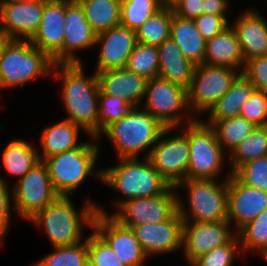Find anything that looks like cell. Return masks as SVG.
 I'll return each mask as SVG.
<instances>
[{
	"label": "cell",
	"instance_id": "6da1fadb",
	"mask_svg": "<svg viewBox=\"0 0 267 266\" xmlns=\"http://www.w3.org/2000/svg\"><path fill=\"white\" fill-rule=\"evenodd\" d=\"M83 66V63L55 64L52 73L62 80V102L68 114L65 119L80 126L86 134L97 140L99 84L96 73L87 77Z\"/></svg>",
	"mask_w": 267,
	"mask_h": 266
},
{
	"label": "cell",
	"instance_id": "7a4b0ae2",
	"mask_svg": "<svg viewBox=\"0 0 267 266\" xmlns=\"http://www.w3.org/2000/svg\"><path fill=\"white\" fill-rule=\"evenodd\" d=\"M70 199L71 197L59 196L29 220L32 224L44 228L53 247L84 242L81 241L84 233L82 226L86 225L92 229L97 205L87 200L79 213Z\"/></svg>",
	"mask_w": 267,
	"mask_h": 266
},
{
	"label": "cell",
	"instance_id": "3957f363",
	"mask_svg": "<svg viewBox=\"0 0 267 266\" xmlns=\"http://www.w3.org/2000/svg\"><path fill=\"white\" fill-rule=\"evenodd\" d=\"M120 163L101 169L96 176L108 187L118 190L124 196L116 203L139 197H153L163 194L171 185L153 168L148 158L118 159Z\"/></svg>",
	"mask_w": 267,
	"mask_h": 266
},
{
	"label": "cell",
	"instance_id": "277c9868",
	"mask_svg": "<svg viewBox=\"0 0 267 266\" xmlns=\"http://www.w3.org/2000/svg\"><path fill=\"white\" fill-rule=\"evenodd\" d=\"M141 110V107L135 108L128 116L112 123L101 133L114 144L118 159L138 158L139 153L149 149L145 151L147 154L144 157L148 158L151 149L167 128L150 113Z\"/></svg>",
	"mask_w": 267,
	"mask_h": 266
},
{
	"label": "cell",
	"instance_id": "5b68a950",
	"mask_svg": "<svg viewBox=\"0 0 267 266\" xmlns=\"http://www.w3.org/2000/svg\"><path fill=\"white\" fill-rule=\"evenodd\" d=\"M54 65L53 59L29 40L9 39L0 60V90L23 87L30 80L49 75Z\"/></svg>",
	"mask_w": 267,
	"mask_h": 266
},
{
	"label": "cell",
	"instance_id": "8992f818",
	"mask_svg": "<svg viewBox=\"0 0 267 266\" xmlns=\"http://www.w3.org/2000/svg\"><path fill=\"white\" fill-rule=\"evenodd\" d=\"M230 175L221 183H217L216 179H185L179 182L175 188L182 186L186 188L190 209L187 212L182 199L178 197V213L183 222L227 221Z\"/></svg>",
	"mask_w": 267,
	"mask_h": 266
},
{
	"label": "cell",
	"instance_id": "52a82bcc",
	"mask_svg": "<svg viewBox=\"0 0 267 266\" xmlns=\"http://www.w3.org/2000/svg\"><path fill=\"white\" fill-rule=\"evenodd\" d=\"M98 153L99 145L94 141H87L78 148L50 156L43 161L59 196L70 197L93 174Z\"/></svg>",
	"mask_w": 267,
	"mask_h": 266
},
{
	"label": "cell",
	"instance_id": "ba28073f",
	"mask_svg": "<svg viewBox=\"0 0 267 266\" xmlns=\"http://www.w3.org/2000/svg\"><path fill=\"white\" fill-rule=\"evenodd\" d=\"M188 117L189 163L187 179L219 178L224 163V150L215 130L202 119Z\"/></svg>",
	"mask_w": 267,
	"mask_h": 266
},
{
	"label": "cell",
	"instance_id": "9c48e42d",
	"mask_svg": "<svg viewBox=\"0 0 267 266\" xmlns=\"http://www.w3.org/2000/svg\"><path fill=\"white\" fill-rule=\"evenodd\" d=\"M241 73L224 66L195 65L188 94V108L198 113L206 112L215 105Z\"/></svg>",
	"mask_w": 267,
	"mask_h": 266
},
{
	"label": "cell",
	"instance_id": "30bf717a",
	"mask_svg": "<svg viewBox=\"0 0 267 266\" xmlns=\"http://www.w3.org/2000/svg\"><path fill=\"white\" fill-rule=\"evenodd\" d=\"M14 186L11 196L15 206L12 210L28 221L59 197L43 161L18 179Z\"/></svg>",
	"mask_w": 267,
	"mask_h": 266
},
{
	"label": "cell",
	"instance_id": "8fae6325",
	"mask_svg": "<svg viewBox=\"0 0 267 266\" xmlns=\"http://www.w3.org/2000/svg\"><path fill=\"white\" fill-rule=\"evenodd\" d=\"M145 96L147 98L143 110L157 118L167 128L178 129L183 123V118L187 117L183 113L190 112L187 110L189 109L187 89L163 78L148 79Z\"/></svg>",
	"mask_w": 267,
	"mask_h": 266
},
{
	"label": "cell",
	"instance_id": "7c38bea8",
	"mask_svg": "<svg viewBox=\"0 0 267 266\" xmlns=\"http://www.w3.org/2000/svg\"><path fill=\"white\" fill-rule=\"evenodd\" d=\"M176 128H166L148 156L154 169L171 185L187 179L189 163L188 122L184 133L177 136L166 135ZM165 136V137H164Z\"/></svg>",
	"mask_w": 267,
	"mask_h": 266
},
{
	"label": "cell",
	"instance_id": "4fadbf2b",
	"mask_svg": "<svg viewBox=\"0 0 267 266\" xmlns=\"http://www.w3.org/2000/svg\"><path fill=\"white\" fill-rule=\"evenodd\" d=\"M175 189V186H170L158 196L126 200L111 216L121 225L129 228L144 223H159L168 220L178 211L179 195L173 193Z\"/></svg>",
	"mask_w": 267,
	"mask_h": 266
},
{
	"label": "cell",
	"instance_id": "5bb4252c",
	"mask_svg": "<svg viewBox=\"0 0 267 266\" xmlns=\"http://www.w3.org/2000/svg\"><path fill=\"white\" fill-rule=\"evenodd\" d=\"M99 205L93 219L95 230L126 266H143L148 257L131 228L121 225Z\"/></svg>",
	"mask_w": 267,
	"mask_h": 266
},
{
	"label": "cell",
	"instance_id": "9a60e30c",
	"mask_svg": "<svg viewBox=\"0 0 267 266\" xmlns=\"http://www.w3.org/2000/svg\"><path fill=\"white\" fill-rule=\"evenodd\" d=\"M230 222H183L182 248L186 261L192 263L201 254L227 244L235 235Z\"/></svg>",
	"mask_w": 267,
	"mask_h": 266
},
{
	"label": "cell",
	"instance_id": "2e32d148",
	"mask_svg": "<svg viewBox=\"0 0 267 266\" xmlns=\"http://www.w3.org/2000/svg\"><path fill=\"white\" fill-rule=\"evenodd\" d=\"M183 219L178 211L168 220L131 227L145 254L157 255L177 251L182 247Z\"/></svg>",
	"mask_w": 267,
	"mask_h": 266
},
{
	"label": "cell",
	"instance_id": "e0dca14e",
	"mask_svg": "<svg viewBox=\"0 0 267 266\" xmlns=\"http://www.w3.org/2000/svg\"><path fill=\"white\" fill-rule=\"evenodd\" d=\"M65 10L66 0L45 2L39 28L29 40L34 47L47 53L55 64H63Z\"/></svg>",
	"mask_w": 267,
	"mask_h": 266
},
{
	"label": "cell",
	"instance_id": "ac0fdd59",
	"mask_svg": "<svg viewBox=\"0 0 267 266\" xmlns=\"http://www.w3.org/2000/svg\"><path fill=\"white\" fill-rule=\"evenodd\" d=\"M136 43L135 31L122 25L98 34L95 45H98L100 52L94 72L125 68Z\"/></svg>",
	"mask_w": 267,
	"mask_h": 266
},
{
	"label": "cell",
	"instance_id": "d6986e66",
	"mask_svg": "<svg viewBox=\"0 0 267 266\" xmlns=\"http://www.w3.org/2000/svg\"><path fill=\"white\" fill-rule=\"evenodd\" d=\"M267 209V191L242 184L233 174L228 178L227 220L237 232Z\"/></svg>",
	"mask_w": 267,
	"mask_h": 266
},
{
	"label": "cell",
	"instance_id": "ffe728a7",
	"mask_svg": "<svg viewBox=\"0 0 267 266\" xmlns=\"http://www.w3.org/2000/svg\"><path fill=\"white\" fill-rule=\"evenodd\" d=\"M45 2L31 0L0 6V32L9 39L30 40L39 28Z\"/></svg>",
	"mask_w": 267,
	"mask_h": 266
},
{
	"label": "cell",
	"instance_id": "44dd1931",
	"mask_svg": "<svg viewBox=\"0 0 267 266\" xmlns=\"http://www.w3.org/2000/svg\"><path fill=\"white\" fill-rule=\"evenodd\" d=\"M96 37L97 34L88 23L80 3L66 0L63 64L82 63L75 55L76 52L95 47Z\"/></svg>",
	"mask_w": 267,
	"mask_h": 266
},
{
	"label": "cell",
	"instance_id": "7402d4cb",
	"mask_svg": "<svg viewBox=\"0 0 267 266\" xmlns=\"http://www.w3.org/2000/svg\"><path fill=\"white\" fill-rule=\"evenodd\" d=\"M96 76L102 94L120 97L136 108L144 99L148 79L142 75L123 68L98 72Z\"/></svg>",
	"mask_w": 267,
	"mask_h": 266
},
{
	"label": "cell",
	"instance_id": "603a6c76",
	"mask_svg": "<svg viewBox=\"0 0 267 266\" xmlns=\"http://www.w3.org/2000/svg\"><path fill=\"white\" fill-rule=\"evenodd\" d=\"M232 27L239 40L245 62L267 55V21L258 11H243Z\"/></svg>",
	"mask_w": 267,
	"mask_h": 266
},
{
	"label": "cell",
	"instance_id": "cb8c5ba5",
	"mask_svg": "<svg viewBox=\"0 0 267 266\" xmlns=\"http://www.w3.org/2000/svg\"><path fill=\"white\" fill-rule=\"evenodd\" d=\"M204 64L234 68L242 74L245 60L232 26L206 41Z\"/></svg>",
	"mask_w": 267,
	"mask_h": 266
},
{
	"label": "cell",
	"instance_id": "d4e9b609",
	"mask_svg": "<svg viewBox=\"0 0 267 266\" xmlns=\"http://www.w3.org/2000/svg\"><path fill=\"white\" fill-rule=\"evenodd\" d=\"M159 51V76L164 80L189 89L195 65L188 60L171 38L165 40Z\"/></svg>",
	"mask_w": 267,
	"mask_h": 266
},
{
	"label": "cell",
	"instance_id": "484cf974",
	"mask_svg": "<svg viewBox=\"0 0 267 266\" xmlns=\"http://www.w3.org/2000/svg\"><path fill=\"white\" fill-rule=\"evenodd\" d=\"M255 90L254 85L243 74H240L231 84L229 90L209 110L208 123L207 121L205 123L212 126L222 119L239 116L240 108Z\"/></svg>",
	"mask_w": 267,
	"mask_h": 266
},
{
	"label": "cell",
	"instance_id": "4316f807",
	"mask_svg": "<svg viewBox=\"0 0 267 266\" xmlns=\"http://www.w3.org/2000/svg\"><path fill=\"white\" fill-rule=\"evenodd\" d=\"M170 38L194 65L204 63L206 40L201 36L193 20L178 17L173 12Z\"/></svg>",
	"mask_w": 267,
	"mask_h": 266
},
{
	"label": "cell",
	"instance_id": "83f0119b",
	"mask_svg": "<svg viewBox=\"0 0 267 266\" xmlns=\"http://www.w3.org/2000/svg\"><path fill=\"white\" fill-rule=\"evenodd\" d=\"M80 128V126L66 119L50 127H44L40 139L43 150L41 151L42 154L39 153L40 161H44L50 156L67 150L80 147L83 144L78 142Z\"/></svg>",
	"mask_w": 267,
	"mask_h": 266
},
{
	"label": "cell",
	"instance_id": "f1b7e54d",
	"mask_svg": "<svg viewBox=\"0 0 267 266\" xmlns=\"http://www.w3.org/2000/svg\"><path fill=\"white\" fill-rule=\"evenodd\" d=\"M79 3L97 35L120 25L121 0H81Z\"/></svg>",
	"mask_w": 267,
	"mask_h": 266
},
{
	"label": "cell",
	"instance_id": "f546056e",
	"mask_svg": "<svg viewBox=\"0 0 267 266\" xmlns=\"http://www.w3.org/2000/svg\"><path fill=\"white\" fill-rule=\"evenodd\" d=\"M32 143L22 139H13L2 152L5 171L22 178L30 169L40 162L38 150Z\"/></svg>",
	"mask_w": 267,
	"mask_h": 266
},
{
	"label": "cell",
	"instance_id": "4dcf8cb0",
	"mask_svg": "<svg viewBox=\"0 0 267 266\" xmlns=\"http://www.w3.org/2000/svg\"><path fill=\"white\" fill-rule=\"evenodd\" d=\"M172 19L173 9L162 7L136 30L137 42L145 45L160 46L170 38Z\"/></svg>",
	"mask_w": 267,
	"mask_h": 266
},
{
	"label": "cell",
	"instance_id": "1f68e13d",
	"mask_svg": "<svg viewBox=\"0 0 267 266\" xmlns=\"http://www.w3.org/2000/svg\"><path fill=\"white\" fill-rule=\"evenodd\" d=\"M229 155L230 174L247 161L267 156V126L256 127Z\"/></svg>",
	"mask_w": 267,
	"mask_h": 266
},
{
	"label": "cell",
	"instance_id": "d6a6232c",
	"mask_svg": "<svg viewBox=\"0 0 267 266\" xmlns=\"http://www.w3.org/2000/svg\"><path fill=\"white\" fill-rule=\"evenodd\" d=\"M215 130L216 138L223 150L230 152L252 131L255 125L241 116L225 118L211 126Z\"/></svg>",
	"mask_w": 267,
	"mask_h": 266
},
{
	"label": "cell",
	"instance_id": "836d02e7",
	"mask_svg": "<svg viewBox=\"0 0 267 266\" xmlns=\"http://www.w3.org/2000/svg\"><path fill=\"white\" fill-rule=\"evenodd\" d=\"M136 107L121 99L99 92L98 97V119L96 123V138L112 123L128 116Z\"/></svg>",
	"mask_w": 267,
	"mask_h": 266
},
{
	"label": "cell",
	"instance_id": "e575fe53",
	"mask_svg": "<svg viewBox=\"0 0 267 266\" xmlns=\"http://www.w3.org/2000/svg\"><path fill=\"white\" fill-rule=\"evenodd\" d=\"M242 251L256 250L262 258L267 257V209L236 232Z\"/></svg>",
	"mask_w": 267,
	"mask_h": 266
},
{
	"label": "cell",
	"instance_id": "d590c367",
	"mask_svg": "<svg viewBox=\"0 0 267 266\" xmlns=\"http://www.w3.org/2000/svg\"><path fill=\"white\" fill-rule=\"evenodd\" d=\"M130 72L147 79L159 76V51L157 46L136 43L125 67Z\"/></svg>",
	"mask_w": 267,
	"mask_h": 266
},
{
	"label": "cell",
	"instance_id": "8d00e7d4",
	"mask_svg": "<svg viewBox=\"0 0 267 266\" xmlns=\"http://www.w3.org/2000/svg\"><path fill=\"white\" fill-rule=\"evenodd\" d=\"M162 8L160 0H121L120 25L136 30Z\"/></svg>",
	"mask_w": 267,
	"mask_h": 266
},
{
	"label": "cell",
	"instance_id": "74e56055",
	"mask_svg": "<svg viewBox=\"0 0 267 266\" xmlns=\"http://www.w3.org/2000/svg\"><path fill=\"white\" fill-rule=\"evenodd\" d=\"M53 249L54 252L39 260L34 266H89L87 238L84 243Z\"/></svg>",
	"mask_w": 267,
	"mask_h": 266
},
{
	"label": "cell",
	"instance_id": "f35d334b",
	"mask_svg": "<svg viewBox=\"0 0 267 266\" xmlns=\"http://www.w3.org/2000/svg\"><path fill=\"white\" fill-rule=\"evenodd\" d=\"M232 174L246 186L267 191V156L247 161Z\"/></svg>",
	"mask_w": 267,
	"mask_h": 266
},
{
	"label": "cell",
	"instance_id": "ab89813d",
	"mask_svg": "<svg viewBox=\"0 0 267 266\" xmlns=\"http://www.w3.org/2000/svg\"><path fill=\"white\" fill-rule=\"evenodd\" d=\"M87 248L89 266H126L95 230L87 237Z\"/></svg>",
	"mask_w": 267,
	"mask_h": 266
},
{
	"label": "cell",
	"instance_id": "60d3db41",
	"mask_svg": "<svg viewBox=\"0 0 267 266\" xmlns=\"http://www.w3.org/2000/svg\"><path fill=\"white\" fill-rule=\"evenodd\" d=\"M238 246V247H237ZM240 241L237 234L225 245L201 254L192 264L194 266H232Z\"/></svg>",
	"mask_w": 267,
	"mask_h": 266
},
{
	"label": "cell",
	"instance_id": "b9f144b4",
	"mask_svg": "<svg viewBox=\"0 0 267 266\" xmlns=\"http://www.w3.org/2000/svg\"><path fill=\"white\" fill-rule=\"evenodd\" d=\"M256 127L267 126V93L255 90L240 108V115Z\"/></svg>",
	"mask_w": 267,
	"mask_h": 266
},
{
	"label": "cell",
	"instance_id": "7bdbcfd3",
	"mask_svg": "<svg viewBox=\"0 0 267 266\" xmlns=\"http://www.w3.org/2000/svg\"><path fill=\"white\" fill-rule=\"evenodd\" d=\"M242 74L254 85L256 90L267 93V55L246 61Z\"/></svg>",
	"mask_w": 267,
	"mask_h": 266
},
{
	"label": "cell",
	"instance_id": "ee69618b",
	"mask_svg": "<svg viewBox=\"0 0 267 266\" xmlns=\"http://www.w3.org/2000/svg\"><path fill=\"white\" fill-rule=\"evenodd\" d=\"M194 23L200 32L201 36L206 40L220 34L227 26H229L226 15H212L202 13L195 18Z\"/></svg>",
	"mask_w": 267,
	"mask_h": 266
},
{
	"label": "cell",
	"instance_id": "f6af8a7d",
	"mask_svg": "<svg viewBox=\"0 0 267 266\" xmlns=\"http://www.w3.org/2000/svg\"><path fill=\"white\" fill-rule=\"evenodd\" d=\"M8 184L0 176V242L5 238L8 226L10 225V195Z\"/></svg>",
	"mask_w": 267,
	"mask_h": 266
},
{
	"label": "cell",
	"instance_id": "bcb514c9",
	"mask_svg": "<svg viewBox=\"0 0 267 266\" xmlns=\"http://www.w3.org/2000/svg\"><path fill=\"white\" fill-rule=\"evenodd\" d=\"M203 0H182L174 8L173 12L178 17L194 20L203 13Z\"/></svg>",
	"mask_w": 267,
	"mask_h": 266
},
{
	"label": "cell",
	"instance_id": "7dc6e473",
	"mask_svg": "<svg viewBox=\"0 0 267 266\" xmlns=\"http://www.w3.org/2000/svg\"><path fill=\"white\" fill-rule=\"evenodd\" d=\"M227 0H203V13L212 15H225L228 10Z\"/></svg>",
	"mask_w": 267,
	"mask_h": 266
},
{
	"label": "cell",
	"instance_id": "c3c4849f",
	"mask_svg": "<svg viewBox=\"0 0 267 266\" xmlns=\"http://www.w3.org/2000/svg\"><path fill=\"white\" fill-rule=\"evenodd\" d=\"M182 0H160L161 6L167 9H173Z\"/></svg>",
	"mask_w": 267,
	"mask_h": 266
},
{
	"label": "cell",
	"instance_id": "681fc988",
	"mask_svg": "<svg viewBox=\"0 0 267 266\" xmlns=\"http://www.w3.org/2000/svg\"><path fill=\"white\" fill-rule=\"evenodd\" d=\"M9 40L2 32H0V60H1V55L5 46V43Z\"/></svg>",
	"mask_w": 267,
	"mask_h": 266
},
{
	"label": "cell",
	"instance_id": "f907efd6",
	"mask_svg": "<svg viewBox=\"0 0 267 266\" xmlns=\"http://www.w3.org/2000/svg\"><path fill=\"white\" fill-rule=\"evenodd\" d=\"M22 1H31V0H1L0 6H9Z\"/></svg>",
	"mask_w": 267,
	"mask_h": 266
},
{
	"label": "cell",
	"instance_id": "816d5d0a",
	"mask_svg": "<svg viewBox=\"0 0 267 266\" xmlns=\"http://www.w3.org/2000/svg\"><path fill=\"white\" fill-rule=\"evenodd\" d=\"M46 2H49V1H63V0H44Z\"/></svg>",
	"mask_w": 267,
	"mask_h": 266
}]
</instances>
